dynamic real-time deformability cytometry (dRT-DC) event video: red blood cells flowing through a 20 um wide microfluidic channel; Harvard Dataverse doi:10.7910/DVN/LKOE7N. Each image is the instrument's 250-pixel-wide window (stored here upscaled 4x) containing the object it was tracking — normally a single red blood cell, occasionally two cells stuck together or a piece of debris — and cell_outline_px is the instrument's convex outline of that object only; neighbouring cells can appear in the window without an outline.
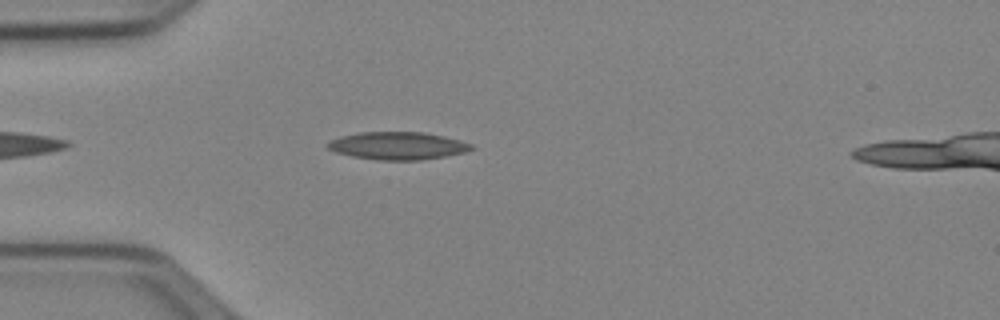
{"species": "Egyptian fruit bat (a non-hibernating species)", "species_latin": "Rousettus aegyptiacus", "temperature_condition": "cold", "stored_images_in_passage": 28, "camera_frame_rate_fps": 3000, "um_per_image_px": 0.085, "animal": {"sex": "female"}, "frame": {"image": 1, "passage_image": 5, "time_ms": 1.333, "image_size_px": [1000, 320], "cell_outline_px": [[476, 148], [464, 152], [444, 156], [420, 160], [376, 160], [352, 156], [336, 152], [328, 148], [324, 144], [328, 140], [340, 136], [360, 132], [420, 132], [444, 136], [460, 140], [472, 144]], "centroid_in_image_um": [33.77, 12.38], "position_along_channel_um": 51.2, "area_um2": 23.24}}
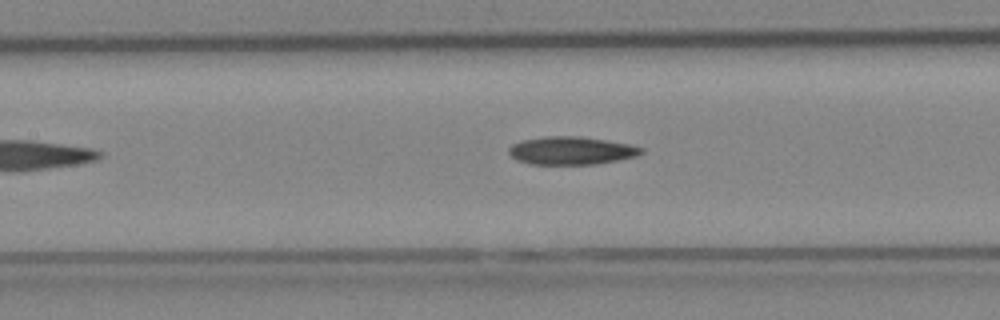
{"frame": {"image": 2, "passage_image": 14, "time_ms": 4.333, "image_size_px": [1000, 320], "cell_outline_px": [[644, 152], [636, 156], [596, 164], [528, 164], [516, 160], [508, 152], [508, 148], [512, 144], [520, 140], [544, 136], [580, 136], [628, 144], [644, 148]], "centroid_in_image_um": [48.51, 12.8], "position_along_channel_um": 158.9, "area_um2": 21.62}}
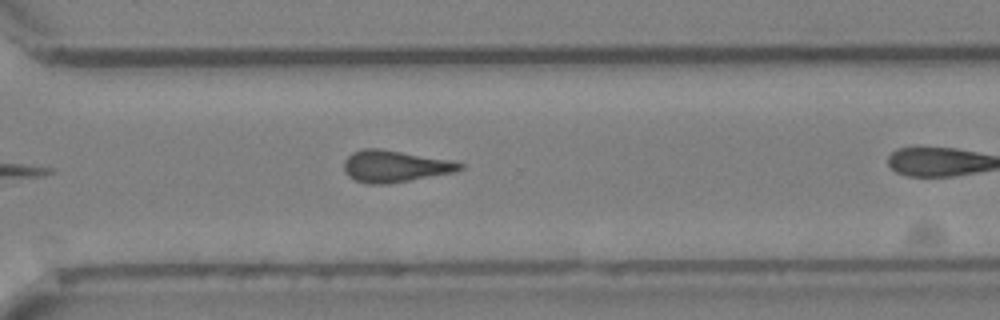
{"frame": {"image": 3, "passage_image": 24, "time_ms": 7.667, "image_size_px": [1000, 320], "cell_outline_px": [[464, 168], [452, 172], [388, 184], [368, 184], [356, 180], [348, 176], [344, 172], [344, 160], [352, 152], [364, 148], [376, 148], [448, 160], [464, 164]], "centroid_in_image_um": [33.49, 14.14], "position_along_channel_um": 337.1, "area_um2": 21.04}}